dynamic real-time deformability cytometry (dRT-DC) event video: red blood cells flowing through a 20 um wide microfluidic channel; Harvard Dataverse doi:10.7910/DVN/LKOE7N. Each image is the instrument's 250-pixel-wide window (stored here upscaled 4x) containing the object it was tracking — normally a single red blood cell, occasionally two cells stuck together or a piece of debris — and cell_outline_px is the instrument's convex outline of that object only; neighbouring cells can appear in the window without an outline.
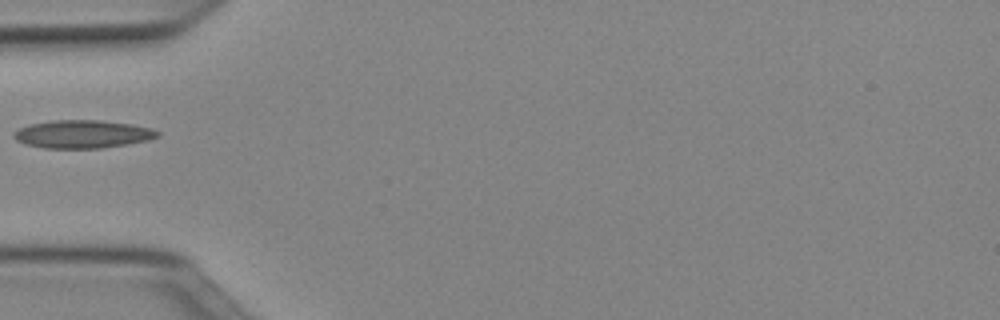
{"species": "Egyptian fruit bat (a non-hibernating species)", "species_latin": "Rousettus aegyptiacus", "temperature_condition": "cold", "stored_images_in_passage": 17, "camera_frame_rate_fps": 3000, "um_per_image_px": 0.085, "animal": {"sex": "female"}, "frame": {"image": 1, "passage_image": 1, "time_ms": 0.0, "image_size_px": [1000, 320], "cell_outline_px": [[160, 136], [148, 140], [128, 144], [100, 148], [44, 148], [28, 144], [16, 140], [12, 136], [12, 132], [28, 124], [52, 120], [100, 120], [132, 124], [152, 128], [160, 132]], "centroid_in_image_um": [7.03, 11.39], "position_along_channel_um": 78.0, "area_um2": 23.58}}
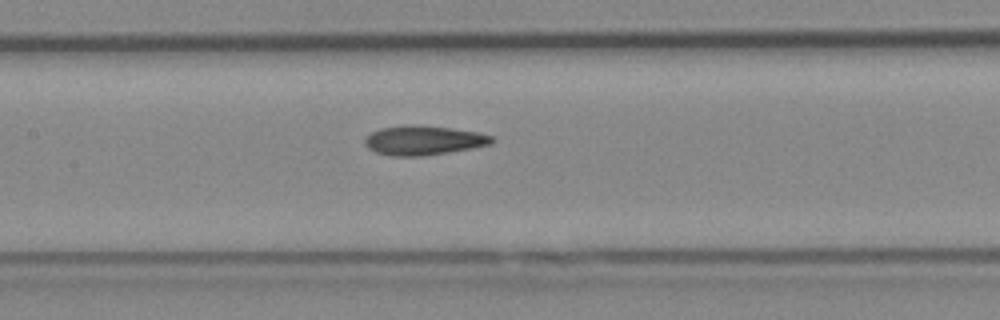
{"frame": {"image": 2, "passage_image": 8, "time_ms": 2.333, "image_size_px": [1000, 320], "cell_outline_px": [[496, 140], [492, 144], [472, 148], [448, 152], [420, 156], [392, 156], [376, 152], [368, 148], [364, 144], [364, 140], [372, 132], [380, 128], [412, 124], [448, 128], [476, 132], [492, 136]], "centroid_in_image_um": [36.0, 11.93], "position_along_channel_um": 171.4, "area_um2": 21.56}}
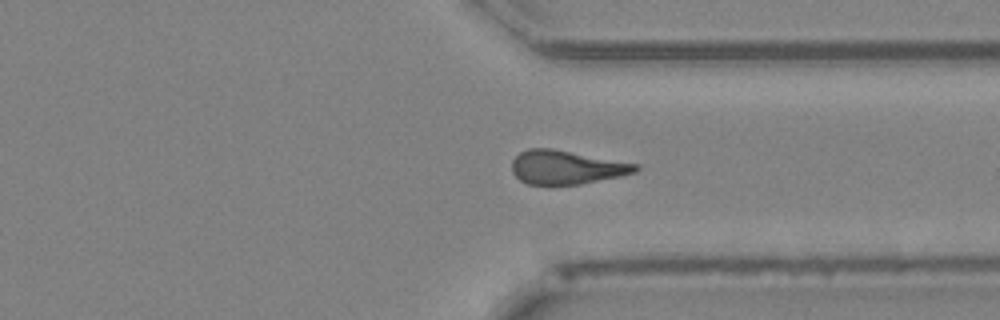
{"frame": {"image": 3, "passage_image": 16, "time_ms": 5.0, "image_size_px": [1000, 320], "cell_outline_px": [[640, 168], [636, 172], [620, 176], [580, 184], [528, 184], [520, 180], [512, 172], [512, 160], [520, 152], [528, 148], [552, 148], [640, 164]], "centroid_in_image_um": [48.16, 14.21], "position_along_channel_um": 363.2, "area_um2": 24.33}}